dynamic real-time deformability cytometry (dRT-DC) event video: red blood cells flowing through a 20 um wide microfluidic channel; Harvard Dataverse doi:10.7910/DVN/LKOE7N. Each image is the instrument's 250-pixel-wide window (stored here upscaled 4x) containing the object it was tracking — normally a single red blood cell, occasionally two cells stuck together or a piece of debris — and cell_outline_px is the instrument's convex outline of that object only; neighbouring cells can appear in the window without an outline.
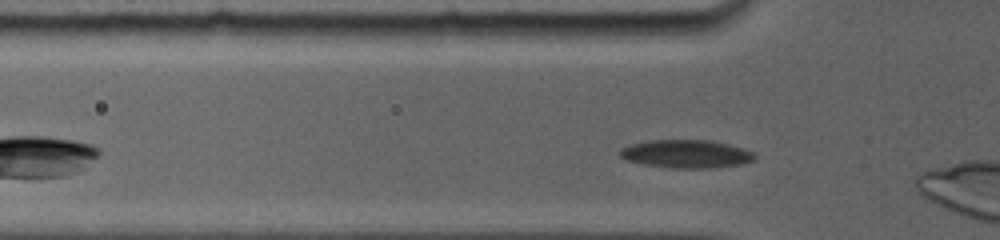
{"species": "common noctule bat (a hibernating species)", "species_latin": "Nyctalus noctula", "temperature_condition": "room temperature", "stored_images_in_passage": 34, "camera_frame_rate_fps": 5000, "um_per_image_px": 0.085, "animal": {"sex": "female", "body_mass_g": 19.0, "forearm_length_mm": 56.7}, "frame": {"image": 1, "passage_image": 4, "time_ms": 0.8, "image_size_px": [1000, 240], "cell_outline_px": [[756, 156], [752, 160], [744, 164], [712, 168], [672, 168], [640, 164], [624, 160], [616, 152], [620, 148], [628, 144], [648, 140], [712, 140], [728, 144], [752, 152]], "centroid_in_image_um": [58.23, 13.08], "position_along_channel_um": 67.6, "area_um2": 22.43}}
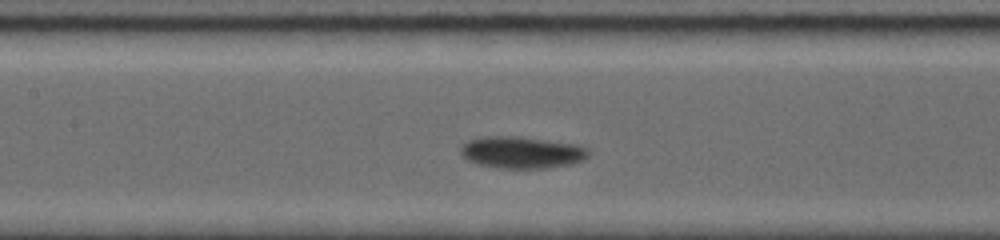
{"frame": {"image": 2, "passage_image": 15, "time_ms": 3.4, "image_size_px": [1000, 240], "cell_outline_px": [[592, 152], [584, 160], [572, 164], [544, 168], [496, 168], [476, 164], [468, 160], [460, 152], [460, 148], [468, 140], [480, 136], [520, 136], [576, 144], [588, 148]], "centroid_in_image_um": [44.36, 12.95], "position_along_channel_um": 163.0, "area_um2": 24.04}}
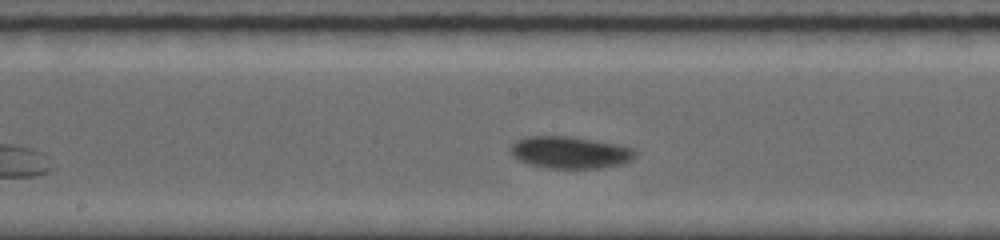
{"frame": {"image": 3, "passage_image": 19, "time_ms": 4.4, "image_size_px": [1000, 240], "cell_outline_px": [[636, 156], [632, 160], [620, 164], [596, 168], [548, 168], [528, 164], [512, 156], [508, 148], [516, 140], [524, 136], [572, 136], [620, 144], [636, 148]], "centroid_in_image_um": [48.45, 12.94], "position_along_channel_um": 199.7, "area_um2": 23.64}}